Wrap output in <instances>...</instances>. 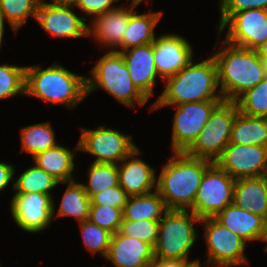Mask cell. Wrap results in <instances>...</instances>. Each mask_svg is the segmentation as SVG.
<instances>
[{
    "mask_svg": "<svg viewBox=\"0 0 267 267\" xmlns=\"http://www.w3.org/2000/svg\"><path fill=\"white\" fill-rule=\"evenodd\" d=\"M74 156L76 154L68 148L57 145L36 154L33 159L38 168L43 169L61 183L73 181Z\"/></svg>",
    "mask_w": 267,
    "mask_h": 267,
    "instance_id": "24",
    "label": "cell"
},
{
    "mask_svg": "<svg viewBox=\"0 0 267 267\" xmlns=\"http://www.w3.org/2000/svg\"><path fill=\"white\" fill-rule=\"evenodd\" d=\"M4 20L5 18L0 13V48L2 46V39H3V34H4Z\"/></svg>",
    "mask_w": 267,
    "mask_h": 267,
    "instance_id": "45",
    "label": "cell"
},
{
    "mask_svg": "<svg viewBox=\"0 0 267 267\" xmlns=\"http://www.w3.org/2000/svg\"><path fill=\"white\" fill-rule=\"evenodd\" d=\"M25 95L73 108L87 96L86 76L70 72L57 62L52 66H25Z\"/></svg>",
    "mask_w": 267,
    "mask_h": 267,
    "instance_id": "4",
    "label": "cell"
},
{
    "mask_svg": "<svg viewBox=\"0 0 267 267\" xmlns=\"http://www.w3.org/2000/svg\"><path fill=\"white\" fill-rule=\"evenodd\" d=\"M189 267H201L200 260L193 262Z\"/></svg>",
    "mask_w": 267,
    "mask_h": 267,
    "instance_id": "47",
    "label": "cell"
},
{
    "mask_svg": "<svg viewBox=\"0 0 267 267\" xmlns=\"http://www.w3.org/2000/svg\"><path fill=\"white\" fill-rule=\"evenodd\" d=\"M121 54L132 83L149 100L158 76L152 43L121 51Z\"/></svg>",
    "mask_w": 267,
    "mask_h": 267,
    "instance_id": "19",
    "label": "cell"
},
{
    "mask_svg": "<svg viewBox=\"0 0 267 267\" xmlns=\"http://www.w3.org/2000/svg\"><path fill=\"white\" fill-rule=\"evenodd\" d=\"M15 168L12 164L0 162V191L4 190L11 182Z\"/></svg>",
    "mask_w": 267,
    "mask_h": 267,
    "instance_id": "41",
    "label": "cell"
},
{
    "mask_svg": "<svg viewBox=\"0 0 267 267\" xmlns=\"http://www.w3.org/2000/svg\"><path fill=\"white\" fill-rule=\"evenodd\" d=\"M265 242H267V220H266V235H265ZM267 244V243H266ZM265 252L267 253V246L265 247Z\"/></svg>",
    "mask_w": 267,
    "mask_h": 267,
    "instance_id": "48",
    "label": "cell"
},
{
    "mask_svg": "<svg viewBox=\"0 0 267 267\" xmlns=\"http://www.w3.org/2000/svg\"><path fill=\"white\" fill-rule=\"evenodd\" d=\"M198 260L194 259L190 260H183V259H161V258H154L150 267H189L193 262Z\"/></svg>",
    "mask_w": 267,
    "mask_h": 267,
    "instance_id": "40",
    "label": "cell"
},
{
    "mask_svg": "<svg viewBox=\"0 0 267 267\" xmlns=\"http://www.w3.org/2000/svg\"><path fill=\"white\" fill-rule=\"evenodd\" d=\"M76 150L90 153L96 157L94 163L120 164L124 158L137 148L132 136H126L118 130L99 126L91 130L82 128Z\"/></svg>",
    "mask_w": 267,
    "mask_h": 267,
    "instance_id": "9",
    "label": "cell"
},
{
    "mask_svg": "<svg viewBox=\"0 0 267 267\" xmlns=\"http://www.w3.org/2000/svg\"><path fill=\"white\" fill-rule=\"evenodd\" d=\"M220 2V25L221 26L232 14L248 9H266L267 0H219Z\"/></svg>",
    "mask_w": 267,
    "mask_h": 267,
    "instance_id": "37",
    "label": "cell"
},
{
    "mask_svg": "<svg viewBox=\"0 0 267 267\" xmlns=\"http://www.w3.org/2000/svg\"><path fill=\"white\" fill-rule=\"evenodd\" d=\"M41 0H0V13L16 33L31 15L36 19Z\"/></svg>",
    "mask_w": 267,
    "mask_h": 267,
    "instance_id": "31",
    "label": "cell"
},
{
    "mask_svg": "<svg viewBox=\"0 0 267 267\" xmlns=\"http://www.w3.org/2000/svg\"><path fill=\"white\" fill-rule=\"evenodd\" d=\"M116 1L119 0H81L77 7L85 12L87 16L90 14L96 17L115 9L116 7H113L112 4Z\"/></svg>",
    "mask_w": 267,
    "mask_h": 267,
    "instance_id": "39",
    "label": "cell"
},
{
    "mask_svg": "<svg viewBox=\"0 0 267 267\" xmlns=\"http://www.w3.org/2000/svg\"><path fill=\"white\" fill-rule=\"evenodd\" d=\"M162 14V11L144 14H137V11H134L124 32L122 44L119 46L122 50L115 49V51L121 52L137 46L151 44L156 38L154 28Z\"/></svg>",
    "mask_w": 267,
    "mask_h": 267,
    "instance_id": "23",
    "label": "cell"
},
{
    "mask_svg": "<svg viewBox=\"0 0 267 267\" xmlns=\"http://www.w3.org/2000/svg\"><path fill=\"white\" fill-rule=\"evenodd\" d=\"M155 68L165 81L193 60V49L186 39L177 34L161 35L152 42Z\"/></svg>",
    "mask_w": 267,
    "mask_h": 267,
    "instance_id": "15",
    "label": "cell"
},
{
    "mask_svg": "<svg viewBox=\"0 0 267 267\" xmlns=\"http://www.w3.org/2000/svg\"><path fill=\"white\" fill-rule=\"evenodd\" d=\"M239 109L236 102L223 101L211 113L194 142L184 151L188 156L215 163L230 143V133Z\"/></svg>",
    "mask_w": 267,
    "mask_h": 267,
    "instance_id": "7",
    "label": "cell"
},
{
    "mask_svg": "<svg viewBox=\"0 0 267 267\" xmlns=\"http://www.w3.org/2000/svg\"><path fill=\"white\" fill-rule=\"evenodd\" d=\"M173 154L156 180V191L168 210L191 211L202 177L213 163L184 152Z\"/></svg>",
    "mask_w": 267,
    "mask_h": 267,
    "instance_id": "1",
    "label": "cell"
},
{
    "mask_svg": "<svg viewBox=\"0 0 267 267\" xmlns=\"http://www.w3.org/2000/svg\"><path fill=\"white\" fill-rule=\"evenodd\" d=\"M265 77L267 78V58H261Z\"/></svg>",
    "mask_w": 267,
    "mask_h": 267,
    "instance_id": "46",
    "label": "cell"
},
{
    "mask_svg": "<svg viewBox=\"0 0 267 267\" xmlns=\"http://www.w3.org/2000/svg\"><path fill=\"white\" fill-rule=\"evenodd\" d=\"M106 258L115 267H150L154 261V248L146 242L124 236L118 231L111 236Z\"/></svg>",
    "mask_w": 267,
    "mask_h": 267,
    "instance_id": "18",
    "label": "cell"
},
{
    "mask_svg": "<svg viewBox=\"0 0 267 267\" xmlns=\"http://www.w3.org/2000/svg\"><path fill=\"white\" fill-rule=\"evenodd\" d=\"M233 204L267 220V189L259 176L240 178L234 184Z\"/></svg>",
    "mask_w": 267,
    "mask_h": 267,
    "instance_id": "22",
    "label": "cell"
},
{
    "mask_svg": "<svg viewBox=\"0 0 267 267\" xmlns=\"http://www.w3.org/2000/svg\"><path fill=\"white\" fill-rule=\"evenodd\" d=\"M230 143L267 146V118L247 116L238 111L230 133Z\"/></svg>",
    "mask_w": 267,
    "mask_h": 267,
    "instance_id": "25",
    "label": "cell"
},
{
    "mask_svg": "<svg viewBox=\"0 0 267 267\" xmlns=\"http://www.w3.org/2000/svg\"><path fill=\"white\" fill-rule=\"evenodd\" d=\"M61 184H68V187L63 195L56 217L73 216L77 218L79 223L88 220L91 201L82 183L73 180L61 182Z\"/></svg>",
    "mask_w": 267,
    "mask_h": 267,
    "instance_id": "27",
    "label": "cell"
},
{
    "mask_svg": "<svg viewBox=\"0 0 267 267\" xmlns=\"http://www.w3.org/2000/svg\"><path fill=\"white\" fill-rule=\"evenodd\" d=\"M259 177L261 178L263 184L265 185V188L267 189V161Z\"/></svg>",
    "mask_w": 267,
    "mask_h": 267,
    "instance_id": "44",
    "label": "cell"
},
{
    "mask_svg": "<svg viewBox=\"0 0 267 267\" xmlns=\"http://www.w3.org/2000/svg\"><path fill=\"white\" fill-rule=\"evenodd\" d=\"M88 220L114 234L119 231L123 221V209L105 205H90Z\"/></svg>",
    "mask_w": 267,
    "mask_h": 267,
    "instance_id": "36",
    "label": "cell"
},
{
    "mask_svg": "<svg viewBox=\"0 0 267 267\" xmlns=\"http://www.w3.org/2000/svg\"><path fill=\"white\" fill-rule=\"evenodd\" d=\"M167 210L163 198L155 190L145 195L130 196L123 209V220L160 221Z\"/></svg>",
    "mask_w": 267,
    "mask_h": 267,
    "instance_id": "26",
    "label": "cell"
},
{
    "mask_svg": "<svg viewBox=\"0 0 267 267\" xmlns=\"http://www.w3.org/2000/svg\"><path fill=\"white\" fill-rule=\"evenodd\" d=\"M91 74L93 77H86L87 95L98 88H103L128 107L135 108L136 103L144 106L148 102V99L132 83L121 52L113 49L99 58Z\"/></svg>",
    "mask_w": 267,
    "mask_h": 267,
    "instance_id": "5",
    "label": "cell"
},
{
    "mask_svg": "<svg viewBox=\"0 0 267 267\" xmlns=\"http://www.w3.org/2000/svg\"><path fill=\"white\" fill-rule=\"evenodd\" d=\"M224 100L189 102L178 106L173 118L172 152H184L197 138L214 109Z\"/></svg>",
    "mask_w": 267,
    "mask_h": 267,
    "instance_id": "11",
    "label": "cell"
},
{
    "mask_svg": "<svg viewBox=\"0 0 267 267\" xmlns=\"http://www.w3.org/2000/svg\"><path fill=\"white\" fill-rule=\"evenodd\" d=\"M235 102L239 112L247 116L267 118V78L247 90Z\"/></svg>",
    "mask_w": 267,
    "mask_h": 267,
    "instance_id": "32",
    "label": "cell"
},
{
    "mask_svg": "<svg viewBox=\"0 0 267 267\" xmlns=\"http://www.w3.org/2000/svg\"><path fill=\"white\" fill-rule=\"evenodd\" d=\"M235 179L213 163L204 173L190 212L200 219L215 217L233 204Z\"/></svg>",
    "mask_w": 267,
    "mask_h": 267,
    "instance_id": "8",
    "label": "cell"
},
{
    "mask_svg": "<svg viewBox=\"0 0 267 267\" xmlns=\"http://www.w3.org/2000/svg\"><path fill=\"white\" fill-rule=\"evenodd\" d=\"M205 224V240L207 246V263L214 267H234V265L247 264L244 255L246 242L231 232L214 217L203 218Z\"/></svg>",
    "mask_w": 267,
    "mask_h": 267,
    "instance_id": "10",
    "label": "cell"
},
{
    "mask_svg": "<svg viewBox=\"0 0 267 267\" xmlns=\"http://www.w3.org/2000/svg\"><path fill=\"white\" fill-rule=\"evenodd\" d=\"M128 198V194L120 186H116L96 193L90 198V201L91 205H105L124 209Z\"/></svg>",
    "mask_w": 267,
    "mask_h": 267,
    "instance_id": "38",
    "label": "cell"
},
{
    "mask_svg": "<svg viewBox=\"0 0 267 267\" xmlns=\"http://www.w3.org/2000/svg\"><path fill=\"white\" fill-rule=\"evenodd\" d=\"M25 66L0 65V100L25 95Z\"/></svg>",
    "mask_w": 267,
    "mask_h": 267,
    "instance_id": "33",
    "label": "cell"
},
{
    "mask_svg": "<svg viewBox=\"0 0 267 267\" xmlns=\"http://www.w3.org/2000/svg\"><path fill=\"white\" fill-rule=\"evenodd\" d=\"M214 218L245 242L251 240L265 242L266 220L251 213L248 209H241L230 204Z\"/></svg>",
    "mask_w": 267,
    "mask_h": 267,
    "instance_id": "21",
    "label": "cell"
},
{
    "mask_svg": "<svg viewBox=\"0 0 267 267\" xmlns=\"http://www.w3.org/2000/svg\"><path fill=\"white\" fill-rule=\"evenodd\" d=\"M88 184H82L91 198L98 192L119 186L117 164L92 163L88 171Z\"/></svg>",
    "mask_w": 267,
    "mask_h": 267,
    "instance_id": "30",
    "label": "cell"
},
{
    "mask_svg": "<svg viewBox=\"0 0 267 267\" xmlns=\"http://www.w3.org/2000/svg\"><path fill=\"white\" fill-rule=\"evenodd\" d=\"M83 243L91 253L99 252L106 258L112 233L99 227L90 220L80 222Z\"/></svg>",
    "mask_w": 267,
    "mask_h": 267,
    "instance_id": "34",
    "label": "cell"
},
{
    "mask_svg": "<svg viewBox=\"0 0 267 267\" xmlns=\"http://www.w3.org/2000/svg\"><path fill=\"white\" fill-rule=\"evenodd\" d=\"M42 193L14 194L11 200V215L22 230L38 233L55 219L54 199Z\"/></svg>",
    "mask_w": 267,
    "mask_h": 267,
    "instance_id": "13",
    "label": "cell"
},
{
    "mask_svg": "<svg viewBox=\"0 0 267 267\" xmlns=\"http://www.w3.org/2000/svg\"><path fill=\"white\" fill-rule=\"evenodd\" d=\"M51 1H52L51 3L57 4V5L77 7L81 0H51Z\"/></svg>",
    "mask_w": 267,
    "mask_h": 267,
    "instance_id": "42",
    "label": "cell"
},
{
    "mask_svg": "<svg viewBox=\"0 0 267 267\" xmlns=\"http://www.w3.org/2000/svg\"><path fill=\"white\" fill-rule=\"evenodd\" d=\"M200 221L188 210H167L159 221L154 258L189 260V251L197 239L193 224Z\"/></svg>",
    "mask_w": 267,
    "mask_h": 267,
    "instance_id": "6",
    "label": "cell"
},
{
    "mask_svg": "<svg viewBox=\"0 0 267 267\" xmlns=\"http://www.w3.org/2000/svg\"><path fill=\"white\" fill-rule=\"evenodd\" d=\"M218 87L214 58L211 56L196 64L192 60L178 73L166 79L165 90L151 106L150 111L189 102L224 100L221 92H217Z\"/></svg>",
    "mask_w": 267,
    "mask_h": 267,
    "instance_id": "2",
    "label": "cell"
},
{
    "mask_svg": "<svg viewBox=\"0 0 267 267\" xmlns=\"http://www.w3.org/2000/svg\"><path fill=\"white\" fill-rule=\"evenodd\" d=\"M22 154L26 151L32 157L57 146L55 133L49 122L29 125L21 130Z\"/></svg>",
    "mask_w": 267,
    "mask_h": 267,
    "instance_id": "28",
    "label": "cell"
},
{
    "mask_svg": "<svg viewBox=\"0 0 267 267\" xmlns=\"http://www.w3.org/2000/svg\"><path fill=\"white\" fill-rule=\"evenodd\" d=\"M36 20L48 33L59 38H79L87 36L88 25L86 19L78 17L71 10V6L46 3L42 0L39 3Z\"/></svg>",
    "mask_w": 267,
    "mask_h": 267,
    "instance_id": "16",
    "label": "cell"
},
{
    "mask_svg": "<svg viewBox=\"0 0 267 267\" xmlns=\"http://www.w3.org/2000/svg\"><path fill=\"white\" fill-rule=\"evenodd\" d=\"M132 2H136V3H141L142 2V0H131ZM144 1V0H143Z\"/></svg>",
    "mask_w": 267,
    "mask_h": 267,
    "instance_id": "49",
    "label": "cell"
},
{
    "mask_svg": "<svg viewBox=\"0 0 267 267\" xmlns=\"http://www.w3.org/2000/svg\"><path fill=\"white\" fill-rule=\"evenodd\" d=\"M261 58H267V40L256 49Z\"/></svg>",
    "mask_w": 267,
    "mask_h": 267,
    "instance_id": "43",
    "label": "cell"
},
{
    "mask_svg": "<svg viewBox=\"0 0 267 267\" xmlns=\"http://www.w3.org/2000/svg\"><path fill=\"white\" fill-rule=\"evenodd\" d=\"M267 161V146L229 143L215 162L235 180L260 176Z\"/></svg>",
    "mask_w": 267,
    "mask_h": 267,
    "instance_id": "14",
    "label": "cell"
},
{
    "mask_svg": "<svg viewBox=\"0 0 267 267\" xmlns=\"http://www.w3.org/2000/svg\"><path fill=\"white\" fill-rule=\"evenodd\" d=\"M159 221L150 220H123L119 232L150 244L153 248L157 242Z\"/></svg>",
    "mask_w": 267,
    "mask_h": 267,
    "instance_id": "35",
    "label": "cell"
},
{
    "mask_svg": "<svg viewBox=\"0 0 267 267\" xmlns=\"http://www.w3.org/2000/svg\"><path fill=\"white\" fill-rule=\"evenodd\" d=\"M223 46L212 56L217 65L219 91L225 101L235 102L266 77L256 50L235 46L225 40Z\"/></svg>",
    "mask_w": 267,
    "mask_h": 267,
    "instance_id": "3",
    "label": "cell"
},
{
    "mask_svg": "<svg viewBox=\"0 0 267 267\" xmlns=\"http://www.w3.org/2000/svg\"><path fill=\"white\" fill-rule=\"evenodd\" d=\"M124 6L97 15L93 19L92 28L88 26L87 36H93L104 47H119L122 44L124 32L128 27L131 14L139 3L131 2ZM91 28V29H90Z\"/></svg>",
    "mask_w": 267,
    "mask_h": 267,
    "instance_id": "20",
    "label": "cell"
},
{
    "mask_svg": "<svg viewBox=\"0 0 267 267\" xmlns=\"http://www.w3.org/2000/svg\"><path fill=\"white\" fill-rule=\"evenodd\" d=\"M139 153L137 147L120 162L121 165H117L119 186L129 197L151 193L153 188L156 190L155 170L140 158H136Z\"/></svg>",
    "mask_w": 267,
    "mask_h": 267,
    "instance_id": "17",
    "label": "cell"
},
{
    "mask_svg": "<svg viewBox=\"0 0 267 267\" xmlns=\"http://www.w3.org/2000/svg\"><path fill=\"white\" fill-rule=\"evenodd\" d=\"M60 184L52 175L48 174L36 165L25 170L17 180H15L13 190L15 194L42 193L51 195V190Z\"/></svg>",
    "mask_w": 267,
    "mask_h": 267,
    "instance_id": "29",
    "label": "cell"
},
{
    "mask_svg": "<svg viewBox=\"0 0 267 267\" xmlns=\"http://www.w3.org/2000/svg\"><path fill=\"white\" fill-rule=\"evenodd\" d=\"M227 26L226 42L256 50L267 40V10L248 9L236 12L218 27L219 34Z\"/></svg>",
    "mask_w": 267,
    "mask_h": 267,
    "instance_id": "12",
    "label": "cell"
}]
</instances>
